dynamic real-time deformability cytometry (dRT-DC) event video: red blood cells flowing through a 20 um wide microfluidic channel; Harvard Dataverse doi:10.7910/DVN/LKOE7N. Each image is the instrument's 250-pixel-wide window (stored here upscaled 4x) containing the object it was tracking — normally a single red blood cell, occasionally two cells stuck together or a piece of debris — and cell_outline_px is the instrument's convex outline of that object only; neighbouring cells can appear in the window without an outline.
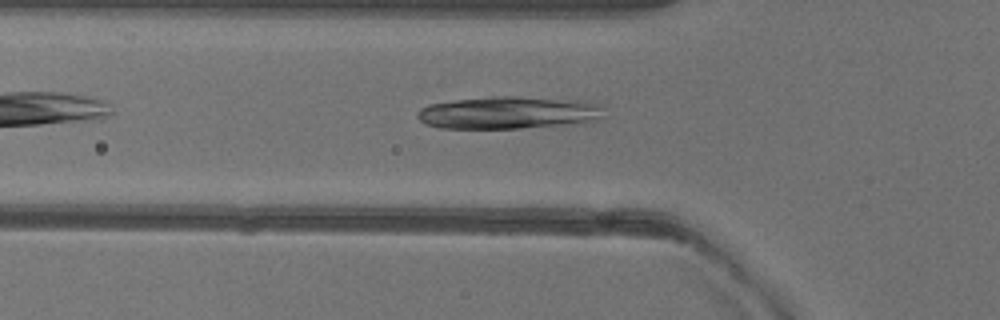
{"species": "common noctule bat (a hibernating species)", "species_latin": "Nyctalus noctula", "temperature_condition": "warm", "stored_images_in_passage": 34, "camera_frame_rate_fps": 3000, "um_per_image_px": 0.085, "animal": {"sex": "female"}, "frame": {"image": 1, "passage_image": 5, "time_ms": 1.333, "image_size_px": [1000, 320], "cell_outline_px": [[604, 120], [580, 124], [520, 128], [440, 128], [424, 124], [416, 116], [416, 112], [420, 108], [428, 104], [456, 100], [492, 96], [516, 96], [592, 100], [604, 104]], "centroid_in_image_um": [43.39, 9.57], "position_along_channel_um": 82.4, "area_um2": 36.53}}
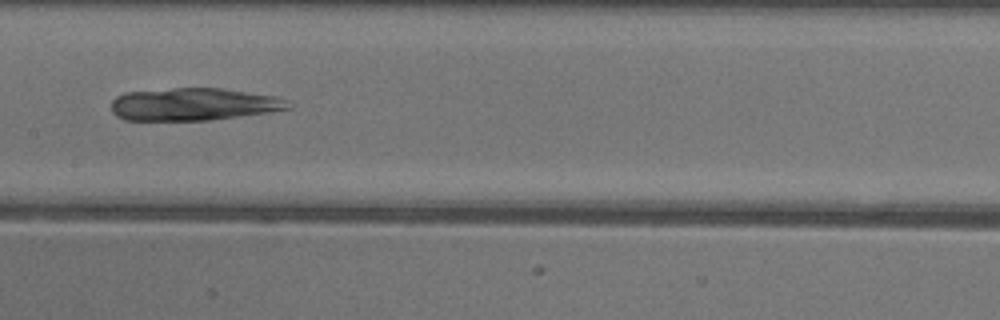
{"frame": {"image": 2, "passage_image": 13, "time_ms": 4.0, "image_size_px": [1000, 320], "cell_outline_px": [[292, 108], [268, 112], [208, 120], [124, 120], [116, 116], [112, 112], [112, 100], [116, 96], [124, 92], [176, 88], [224, 88], [276, 96], [288, 100]], "centroid_in_image_um": [16.44, 8.85], "position_along_channel_um": 191.0, "area_um2": 33.64}}
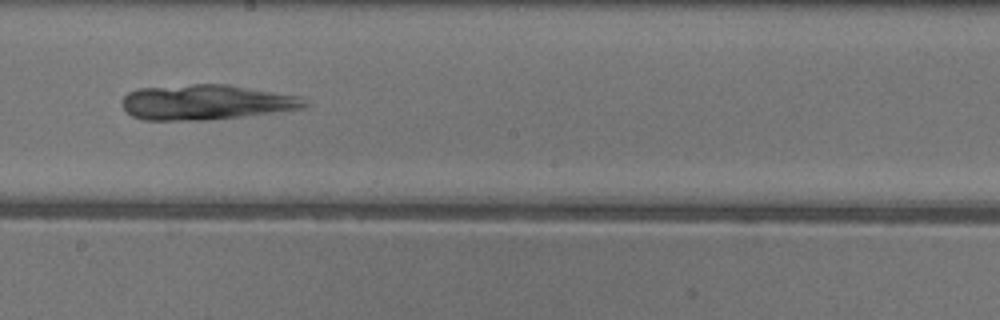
{"frame": {"image": 3, "passage_image": 16, "time_ms": 5.0, "image_size_px": [1000, 320], "cell_outline_px": [[308, 104], [304, 108], [244, 116], [200, 120], [140, 120], [132, 116], [124, 108], [124, 96], [128, 92], [136, 88], [192, 84], [228, 84], [300, 96], [308, 100]], "centroid_in_image_um": [17.53, 8.68], "position_along_channel_um": 230.7, "area_um2": 37.4}}